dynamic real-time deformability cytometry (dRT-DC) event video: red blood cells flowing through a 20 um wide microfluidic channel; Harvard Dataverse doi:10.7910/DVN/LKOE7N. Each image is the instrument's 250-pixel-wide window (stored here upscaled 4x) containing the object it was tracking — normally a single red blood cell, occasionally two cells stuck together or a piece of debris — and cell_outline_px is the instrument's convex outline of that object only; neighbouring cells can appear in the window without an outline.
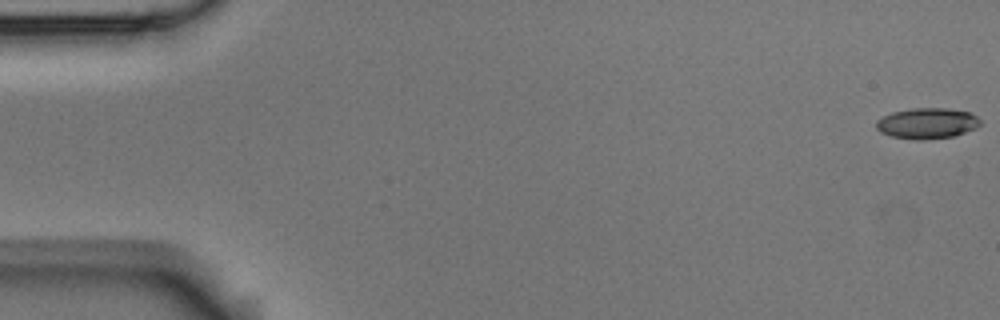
{"species": "Egyptian fruit bat (a non-hibernating species)", "species_latin": "Rousettus aegyptiacus", "temperature_condition": "room temperature", "stored_images_in_passage": 7, "camera_frame_rate_fps": 3000, "um_per_image_px": 0.085, "animal": {"sex": "male"}, "frame": {"image": 1, "passage_image": 1, "time_ms": 0.0, "image_size_px": [1000, 320], "cell_outline_px": [[980, 124], [976, 128], [952, 136], [924, 140], [912, 140], [892, 136], [880, 132], [876, 128], [876, 120], [892, 112], [912, 108], [948, 108], [968, 112], [976, 116], [980, 120]], "centroid_in_image_um": [78.78, 10.48], "position_along_channel_um": 6.2, "area_um2": 18.61}}
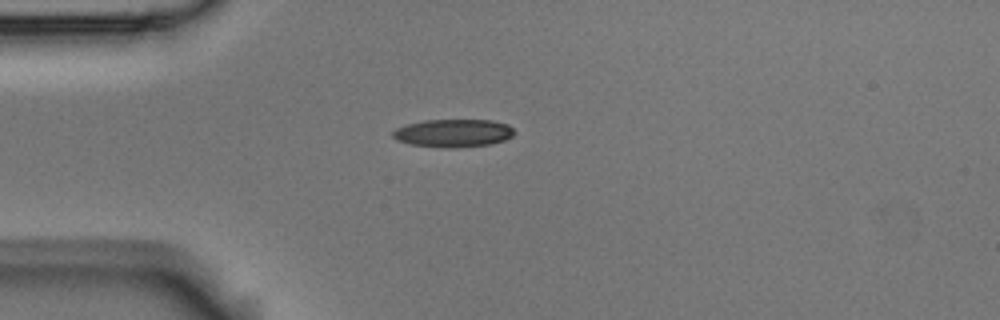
{"frame": {"image": 2, "passage_image": 5, "time_ms": 1.333, "image_size_px": [1000, 320], "cell_outline_px": [[516, 132], [512, 136], [504, 140], [492, 144], [452, 148], [448, 148], [412, 144], [396, 140], [392, 136], [392, 132], [396, 128], [408, 124], [424, 120], [492, 120], [508, 124]], "centroid_in_image_um": [38.55, 11.31], "position_along_channel_um": 46.4, "area_um2": 19.77}}
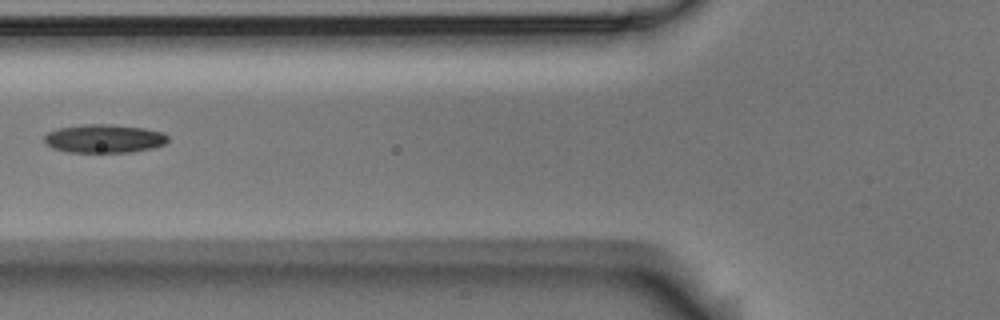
{"frame": {"image": 3, "passage_image": 7, "time_ms": 2.0, "image_size_px": [1000, 320], "cell_outline_px": [[168, 140], [164, 144], [152, 148], [132, 152], [68, 152], [52, 148], [44, 144], [44, 136], [48, 132], [56, 128], [80, 124], [112, 124], [144, 128], [164, 132], [168, 136]], "centroid_in_image_um": [8.82, 11.77], "position_along_channel_um": 117.0, "area_um2": 20.81}}